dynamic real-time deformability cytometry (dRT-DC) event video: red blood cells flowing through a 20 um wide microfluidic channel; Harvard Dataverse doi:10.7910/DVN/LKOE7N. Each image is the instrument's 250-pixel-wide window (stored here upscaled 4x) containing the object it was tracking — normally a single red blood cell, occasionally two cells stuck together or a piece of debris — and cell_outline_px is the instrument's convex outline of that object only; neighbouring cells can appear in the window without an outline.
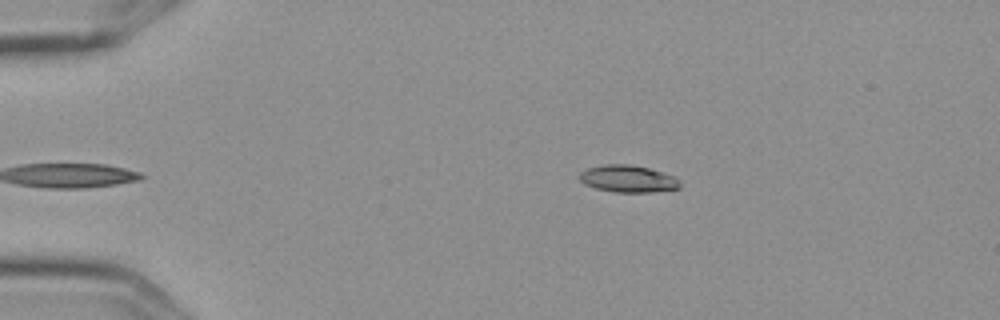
{"species": "Egyptian fruit bat (a non-hibernating species)", "species_latin": "Rousettus aegyptiacus", "temperature_condition": "cold", "stored_images_in_passage": 5, "camera_frame_rate_fps": 3000, "um_per_image_px": 0.085, "frame": {"image": 1, "passage_image": 5, "time_ms": 1.333, "image_size_px": [1000, 320], "cell_outline_px": [[680, 188], [652, 192], [616, 192], [596, 188], [584, 184], [576, 176], [580, 172], [588, 168], [604, 164], [628, 164], [648, 168], [672, 176], [680, 180]], "centroid_in_image_um": [53.34, 15.2], "position_along_channel_um": 31.7, "area_um2": 15.78}}